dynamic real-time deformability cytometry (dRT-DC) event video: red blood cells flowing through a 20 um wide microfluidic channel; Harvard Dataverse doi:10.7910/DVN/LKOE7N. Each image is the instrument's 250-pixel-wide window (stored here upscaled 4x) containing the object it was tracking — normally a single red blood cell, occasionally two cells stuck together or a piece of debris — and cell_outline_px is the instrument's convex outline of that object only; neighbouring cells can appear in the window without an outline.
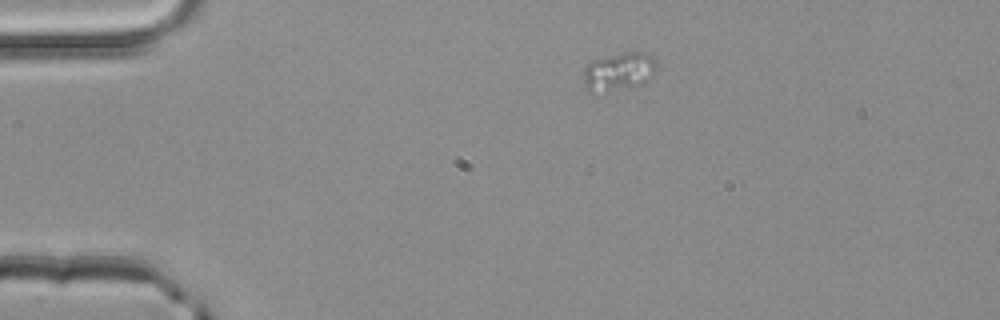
{"species": "common noctule bat (a hibernating species)", "species_latin": "Nyctalus noctula", "temperature_condition": "room temperature", "stored_images_in_passage": 2, "camera_frame_rate_fps": 3000, "um_per_image_px": 0.085, "animal": {"sex": "male", "body_mass_g": 20.4}, "frame": {"image": 1, "passage_image": 1, "time_ms": 0.0, "image_size_px": [1000, 320], "cell_outline_px": [[656, 68], [652, 76], [640, 84], [604, 96], [592, 96], [588, 92], [584, 84], [584, 68], [592, 60], [604, 56], [624, 52], [644, 52], [652, 56], [656, 60]], "centroid_in_image_um": [52.52, 6.16], "position_along_channel_um": 32.5, "area_um2": 17.17}}